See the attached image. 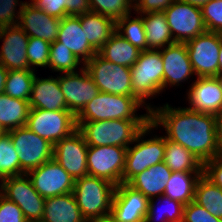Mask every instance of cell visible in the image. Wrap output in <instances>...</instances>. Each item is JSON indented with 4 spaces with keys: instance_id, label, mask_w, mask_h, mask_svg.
I'll list each match as a JSON object with an SVG mask.
<instances>
[{
    "instance_id": "1",
    "label": "cell",
    "mask_w": 222,
    "mask_h": 222,
    "mask_svg": "<svg viewBox=\"0 0 222 222\" xmlns=\"http://www.w3.org/2000/svg\"><path fill=\"white\" fill-rule=\"evenodd\" d=\"M150 122L156 130L164 127L167 140L182 145L203 164L220 155L214 114L181 106L173 108L166 102L164 106H154L150 111Z\"/></svg>"
},
{
    "instance_id": "2",
    "label": "cell",
    "mask_w": 222,
    "mask_h": 222,
    "mask_svg": "<svg viewBox=\"0 0 222 222\" xmlns=\"http://www.w3.org/2000/svg\"><path fill=\"white\" fill-rule=\"evenodd\" d=\"M150 120H100L76 122L88 146L128 148Z\"/></svg>"
},
{
    "instance_id": "3",
    "label": "cell",
    "mask_w": 222,
    "mask_h": 222,
    "mask_svg": "<svg viewBox=\"0 0 222 222\" xmlns=\"http://www.w3.org/2000/svg\"><path fill=\"white\" fill-rule=\"evenodd\" d=\"M130 72L133 97L150 112L154 106L145 101L164 91V64L160 50L141 51Z\"/></svg>"
},
{
    "instance_id": "4",
    "label": "cell",
    "mask_w": 222,
    "mask_h": 222,
    "mask_svg": "<svg viewBox=\"0 0 222 222\" xmlns=\"http://www.w3.org/2000/svg\"><path fill=\"white\" fill-rule=\"evenodd\" d=\"M135 97L99 92L76 116V122L100 120H150V112L137 114L143 108Z\"/></svg>"
},
{
    "instance_id": "5",
    "label": "cell",
    "mask_w": 222,
    "mask_h": 222,
    "mask_svg": "<svg viewBox=\"0 0 222 222\" xmlns=\"http://www.w3.org/2000/svg\"><path fill=\"white\" fill-rule=\"evenodd\" d=\"M116 186L91 175L74 180L73 195L82 216L88 220L110 217Z\"/></svg>"
},
{
    "instance_id": "6",
    "label": "cell",
    "mask_w": 222,
    "mask_h": 222,
    "mask_svg": "<svg viewBox=\"0 0 222 222\" xmlns=\"http://www.w3.org/2000/svg\"><path fill=\"white\" fill-rule=\"evenodd\" d=\"M156 127L149 122L137 135L134 142L127 148L125 169L123 172V183H128L134 176L143 172L151 166L164 160L166 149V138L163 136H150L144 139L146 135Z\"/></svg>"
},
{
    "instance_id": "7",
    "label": "cell",
    "mask_w": 222,
    "mask_h": 222,
    "mask_svg": "<svg viewBox=\"0 0 222 222\" xmlns=\"http://www.w3.org/2000/svg\"><path fill=\"white\" fill-rule=\"evenodd\" d=\"M99 92L133 96L130 68L104 59L98 52L84 64Z\"/></svg>"
},
{
    "instance_id": "8",
    "label": "cell",
    "mask_w": 222,
    "mask_h": 222,
    "mask_svg": "<svg viewBox=\"0 0 222 222\" xmlns=\"http://www.w3.org/2000/svg\"><path fill=\"white\" fill-rule=\"evenodd\" d=\"M20 160V175L38 168L53 158V145L28 127H18L7 132Z\"/></svg>"
},
{
    "instance_id": "9",
    "label": "cell",
    "mask_w": 222,
    "mask_h": 222,
    "mask_svg": "<svg viewBox=\"0 0 222 222\" xmlns=\"http://www.w3.org/2000/svg\"><path fill=\"white\" fill-rule=\"evenodd\" d=\"M0 193L20 207L27 222L41 221L44 214L45 198L34 189L27 174L1 180Z\"/></svg>"
},
{
    "instance_id": "10",
    "label": "cell",
    "mask_w": 222,
    "mask_h": 222,
    "mask_svg": "<svg viewBox=\"0 0 222 222\" xmlns=\"http://www.w3.org/2000/svg\"><path fill=\"white\" fill-rule=\"evenodd\" d=\"M26 127L53 146L78 129L76 116L69 110L30 109Z\"/></svg>"
},
{
    "instance_id": "11",
    "label": "cell",
    "mask_w": 222,
    "mask_h": 222,
    "mask_svg": "<svg viewBox=\"0 0 222 222\" xmlns=\"http://www.w3.org/2000/svg\"><path fill=\"white\" fill-rule=\"evenodd\" d=\"M126 152L127 148L121 146H88V175L120 185L123 183Z\"/></svg>"
},
{
    "instance_id": "12",
    "label": "cell",
    "mask_w": 222,
    "mask_h": 222,
    "mask_svg": "<svg viewBox=\"0 0 222 222\" xmlns=\"http://www.w3.org/2000/svg\"><path fill=\"white\" fill-rule=\"evenodd\" d=\"M163 13L174 42L186 43L207 31L199 6L174 0Z\"/></svg>"
},
{
    "instance_id": "13",
    "label": "cell",
    "mask_w": 222,
    "mask_h": 222,
    "mask_svg": "<svg viewBox=\"0 0 222 222\" xmlns=\"http://www.w3.org/2000/svg\"><path fill=\"white\" fill-rule=\"evenodd\" d=\"M192 69L196 77H217L220 33L206 31L186 42Z\"/></svg>"
},
{
    "instance_id": "14",
    "label": "cell",
    "mask_w": 222,
    "mask_h": 222,
    "mask_svg": "<svg viewBox=\"0 0 222 222\" xmlns=\"http://www.w3.org/2000/svg\"><path fill=\"white\" fill-rule=\"evenodd\" d=\"M77 72L59 73L58 81L61 92L64 94L67 108L75 116L90 102L98 93L99 89L88 71L81 66Z\"/></svg>"
},
{
    "instance_id": "15",
    "label": "cell",
    "mask_w": 222,
    "mask_h": 222,
    "mask_svg": "<svg viewBox=\"0 0 222 222\" xmlns=\"http://www.w3.org/2000/svg\"><path fill=\"white\" fill-rule=\"evenodd\" d=\"M88 145L77 129L53 146V159L74 179L88 175Z\"/></svg>"
},
{
    "instance_id": "16",
    "label": "cell",
    "mask_w": 222,
    "mask_h": 222,
    "mask_svg": "<svg viewBox=\"0 0 222 222\" xmlns=\"http://www.w3.org/2000/svg\"><path fill=\"white\" fill-rule=\"evenodd\" d=\"M27 175L34 189L44 198L73 192L74 179L53 158Z\"/></svg>"
},
{
    "instance_id": "17",
    "label": "cell",
    "mask_w": 222,
    "mask_h": 222,
    "mask_svg": "<svg viewBox=\"0 0 222 222\" xmlns=\"http://www.w3.org/2000/svg\"><path fill=\"white\" fill-rule=\"evenodd\" d=\"M149 199L127 183L116 186L110 218L115 222H144Z\"/></svg>"
},
{
    "instance_id": "18",
    "label": "cell",
    "mask_w": 222,
    "mask_h": 222,
    "mask_svg": "<svg viewBox=\"0 0 222 222\" xmlns=\"http://www.w3.org/2000/svg\"><path fill=\"white\" fill-rule=\"evenodd\" d=\"M187 92V108L214 115L222 110V85L218 77H197Z\"/></svg>"
},
{
    "instance_id": "19",
    "label": "cell",
    "mask_w": 222,
    "mask_h": 222,
    "mask_svg": "<svg viewBox=\"0 0 222 222\" xmlns=\"http://www.w3.org/2000/svg\"><path fill=\"white\" fill-rule=\"evenodd\" d=\"M29 36L18 26L0 28V64L7 70L31 69L27 59Z\"/></svg>"
},
{
    "instance_id": "20",
    "label": "cell",
    "mask_w": 222,
    "mask_h": 222,
    "mask_svg": "<svg viewBox=\"0 0 222 222\" xmlns=\"http://www.w3.org/2000/svg\"><path fill=\"white\" fill-rule=\"evenodd\" d=\"M159 50L164 64V91L168 86H182L195 75L186 43L175 42Z\"/></svg>"
},
{
    "instance_id": "21",
    "label": "cell",
    "mask_w": 222,
    "mask_h": 222,
    "mask_svg": "<svg viewBox=\"0 0 222 222\" xmlns=\"http://www.w3.org/2000/svg\"><path fill=\"white\" fill-rule=\"evenodd\" d=\"M61 19L46 14L26 2L19 16L18 26L29 36L43 39L50 44L58 38Z\"/></svg>"
},
{
    "instance_id": "22",
    "label": "cell",
    "mask_w": 222,
    "mask_h": 222,
    "mask_svg": "<svg viewBox=\"0 0 222 222\" xmlns=\"http://www.w3.org/2000/svg\"><path fill=\"white\" fill-rule=\"evenodd\" d=\"M57 40L79 60L81 59L83 65L97 53L86 39L80 23V15H68L61 19Z\"/></svg>"
},
{
    "instance_id": "23",
    "label": "cell",
    "mask_w": 222,
    "mask_h": 222,
    "mask_svg": "<svg viewBox=\"0 0 222 222\" xmlns=\"http://www.w3.org/2000/svg\"><path fill=\"white\" fill-rule=\"evenodd\" d=\"M29 104L31 109L68 110L64 94L59 86L58 76L39 78L35 75Z\"/></svg>"
},
{
    "instance_id": "24",
    "label": "cell",
    "mask_w": 222,
    "mask_h": 222,
    "mask_svg": "<svg viewBox=\"0 0 222 222\" xmlns=\"http://www.w3.org/2000/svg\"><path fill=\"white\" fill-rule=\"evenodd\" d=\"M171 174V169L162 161L137 174L127 184L152 199L164 194Z\"/></svg>"
},
{
    "instance_id": "25",
    "label": "cell",
    "mask_w": 222,
    "mask_h": 222,
    "mask_svg": "<svg viewBox=\"0 0 222 222\" xmlns=\"http://www.w3.org/2000/svg\"><path fill=\"white\" fill-rule=\"evenodd\" d=\"M73 193L45 198L41 222H84Z\"/></svg>"
},
{
    "instance_id": "26",
    "label": "cell",
    "mask_w": 222,
    "mask_h": 222,
    "mask_svg": "<svg viewBox=\"0 0 222 222\" xmlns=\"http://www.w3.org/2000/svg\"><path fill=\"white\" fill-rule=\"evenodd\" d=\"M80 23L87 41L97 52L116 32V21L93 11L81 14Z\"/></svg>"
},
{
    "instance_id": "27",
    "label": "cell",
    "mask_w": 222,
    "mask_h": 222,
    "mask_svg": "<svg viewBox=\"0 0 222 222\" xmlns=\"http://www.w3.org/2000/svg\"><path fill=\"white\" fill-rule=\"evenodd\" d=\"M139 15L143 19L147 39V50H159L167 45L175 43L163 12H148Z\"/></svg>"
},
{
    "instance_id": "28",
    "label": "cell",
    "mask_w": 222,
    "mask_h": 222,
    "mask_svg": "<svg viewBox=\"0 0 222 222\" xmlns=\"http://www.w3.org/2000/svg\"><path fill=\"white\" fill-rule=\"evenodd\" d=\"M140 52L141 50L117 32L98 51L104 59L129 68L138 60Z\"/></svg>"
},
{
    "instance_id": "29",
    "label": "cell",
    "mask_w": 222,
    "mask_h": 222,
    "mask_svg": "<svg viewBox=\"0 0 222 222\" xmlns=\"http://www.w3.org/2000/svg\"><path fill=\"white\" fill-rule=\"evenodd\" d=\"M30 109L29 101L0 94V125L6 132L26 126Z\"/></svg>"
},
{
    "instance_id": "30",
    "label": "cell",
    "mask_w": 222,
    "mask_h": 222,
    "mask_svg": "<svg viewBox=\"0 0 222 222\" xmlns=\"http://www.w3.org/2000/svg\"><path fill=\"white\" fill-rule=\"evenodd\" d=\"M203 172H172L164 196L187 205L195 198V186Z\"/></svg>"
},
{
    "instance_id": "31",
    "label": "cell",
    "mask_w": 222,
    "mask_h": 222,
    "mask_svg": "<svg viewBox=\"0 0 222 222\" xmlns=\"http://www.w3.org/2000/svg\"><path fill=\"white\" fill-rule=\"evenodd\" d=\"M165 164L172 172H203V163L182 145L166 139Z\"/></svg>"
},
{
    "instance_id": "32",
    "label": "cell",
    "mask_w": 222,
    "mask_h": 222,
    "mask_svg": "<svg viewBox=\"0 0 222 222\" xmlns=\"http://www.w3.org/2000/svg\"><path fill=\"white\" fill-rule=\"evenodd\" d=\"M156 199L158 202L160 201V206L163 203V209L161 207H159L158 209ZM183 209L184 204H182L181 202L173 200L170 197L161 195L159 197H156L155 199H149L148 212L145 215L144 222H182Z\"/></svg>"
},
{
    "instance_id": "33",
    "label": "cell",
    "mask_w": 222,
    "mask_h": 222,
    "mask_svg": "<svg viewBox=\"0 0 222 222\" xmlns=\"http://www.w3.org/2000/svg\"><path fill=\"white\" fill-rule=\"evenodd\" d=\"M194 201L214 217L222 219V189L203 174L196 183Z\"/></svg>"
},
{
    "instance_id": "34",
    "label": "cell",
    "mask_w": 222,
    "mask_h": 222,
    "mask_svg": "<svg viewBox=\"0 0 222 222\" xmlns=\"http://www.w3.org/2000/svg\"><path fill=\"white\" fill-rule=\"evenodd\" d=\"M36 71L8 70L4 93L15 99L29 101Z\"/></svg>"
},
{
    "instance_id": "35",
    "label": "cell",
    "mask_w": 222,
    "mask_h": 222,
    "mask_svg": "<svg viewBox=\"0 0 222 222\" xmlns=\"http://www.w3.org/2000/svg\"><path fill=\"white\" fill-rule=\"evenodd\" d=\"M131 14L125 15L116 21V32L129 41L139 50H147V39L143 25V19L138 14L131 18Z\"/></svg>"
},
{
    "instance_id": "36",
    "label": "cell",
    "mask_w": 222,
    "mask_h": 222,
    "mask_svg": "<svg viewBox=\"0 0 222 222\" xmlns=\"http://www.w3.org/2000/svg\"><path fill=\"white\" fill-rule=\"evenodd\" d=\"M83 64L68 48L62 46L58 40L50 44L48 67L53 72H77L79 65Z\"/></svg>"
},
{
    "instance_id": "37",
    "label": "cell",
    "mask_w": 222,
    "mask_h": 222,
    "mask_svg": "<svg viewBox=\"0 0 222 222\" xmlns=\"http://www.w3.org/2000/svg\"><path fill=\"white\" fill-rule=\"evenodd\" d=\"M20 175V160L10 136L0 137V181Z\"/></svg>"
},
{
    "instance_id": "38",
    "label": "cell",
    "mask_w": 222,
    "mask_h": 222,
    "mask_svg": "<svg viewBox=\"0 0 222 222\" xmlns=\"http://www.w3.org/2000/svg\"><path fill=\"white\" fill-rule=\"evenodd\" d=\"M89 6L90 11L110 17L114 21L134 11L130 0H89Z\"/></svg>"
},
{
    "instance_id": "39",
    "label": "cell",
    "mask_w": 222,
    "mask_h": 222,
    "mask_svg": "<svg viewBox=\"0 0 222 222\" xmlns=\"http://www.w3.org/2000/svg\"><path fill=\"white\" fill-rule=\"evenodd\" d=\"M26 54L31 70L35 71L38 67L47 68L50 55V43L40 38L29 37Z\"/></svg>"
},
{
    "instance_id": "40",
    "label": "cell",
    "mask_w": 222,
    "mask_h": 222,
    "mask_svg": "<svg viewBox=\"0 0 222 222\" xmlns=\"http://www.w3.org/2000/svg\"><path fill=\"white\" fill-rule=\"evenodd\" d=\"M200 8L206 30L222 33V0H209Z\"/></svg>"
},
{
    "instance_id": "41",
    "label": "cell",
    "mask_w": 222,
    "mask_h": 222,
    "mask_svg": "<svg viewBox=\"0 0 222 222\" xmlns=\"http://www.w3.org/2000/svg\"><path fill=\"white\" fill-rule=\"evenodd\" d=\"M19 0H0V28L16 26L26 3ZM19 7L18 10L16 7Z\"/></svg>"
},
{
    "instance_id": "42",
    "label": "cell",
    "mask_w": 222,
    "mask_h": 222,
    "mask_svg": "<svg viewBox=\"0 0 222 222\" xmlns=\"http://www.w3.org/2000/svg\"><path fill=\"white\" fill-rule=\"evenodd\" d=\"M182 222H222L195 201L184 205Z\"/></svg>"
},
{
    "instance_id": "43",
    "label": "cell",
    "mask_w": 222,
    "mask_h": 222,
    "mask_svg": "<svg viewBox=\"0 0 222 222\" xmlns=\"http://www.w3.org/2000/svg\"><path fill=\"white\" fill-rule=\"evenodd\" d=\"M0 222H27L20 207L1 193Z\"/></svg>"
},
{
    "instance_id": "44",
    "label": "cell",
    "mask_w": 222,
    "mask_h": 222,
    "mask_svg": "<svg viewBox=\"0 0 222 222\" xmlns=\"http://www.w3.org/2000/svg\"><path fill=\"white\" fill-rule=\"evenodd\" d=\"M38 9L48 15L62 19L66 16V0H30Z\"/></svg>"
},
{
    "instance_id": "45",
    "label": "cell",
    "mask_w": 222,
    "mask_h": 222,
    "mask_svg": "<svg viewBox=\"0 0 222 222\" xmlns=\"http://www.w3.org/2000/svg\"><path fill=\"white\" fill-rule=\"evenodd\" d=\"M203 175L222 189V155L215 156L203 164Z\"/></svg>"
},
{
    "instance_id": "46",
    "label": "cell",
    "mask_w": 222,
    "mask_h": 222,
    "mask_svg": "<svg viewBox=\"0 0 222 222\" xmlns=\"http://www.w3.org/2000/svg\"><path fill=\"white\" fill-rule=\"evenodd\" d=\"M174 0H139L134 5L133 14H144L148 12H164Z\"/></svg>"
},
{
    "instance_id": "47",
    "label": "cell",
    "mask_w": 222,
    "mask_h": 222,
    "mask_svg": "<svg viewBox=\"0 0 222 222\" xmlns=\"http://www.w3.org/2000/svg\"><path fill=\"white\" fill-rule=\"evenodd\" d=\"M88 11H90L89 0H66V16H77Z\"/></svg>"
},
{
    "instance_id": "48",
    "label": "cell",
    "mask_w": 222,
    "mask_h": 222,
    "mask_svg": "<svg viewBox=\"0 0 222 222\" xmlns=\"http://www.w3.org/2000/svg\"><path fill=\"white\" fill-rule=\"evenodd\" d=\"M216 118H217L219 151H220V155H222V110L216 115Z\"/></svg>"
},
{
    "instance_id": "49",
    "label": "cell",
    "mask_w": 222,
    "mask_h": 222,
    "mask_svg": "<svg viewBox=\"0 0 222 222\" xmlns=\"http://www.w3.org/2000/svg\"><path fill=\"white\" fill-rule=\"evenodd\" d=\"M8 70L0 64V94L4 93Z\"/></svg>"
},
{
    "instance_id": "50",
    "label": "cell",
    "mask_w": 222,
    "mask_h": 222,
    "mask_svg": "<svg viewBox=\"0 0 222 222\" xmlns=\"http://www.w3.org/2000/svg\"><path fill=\"white\" fill-rule=\"evenodd\" d=\"M218 75H222V33H220V50H219Z\"/></svg>"
},
{
    "instance_id": "51",
    "label": "cell",
    "mask_w": 222,
    "mask_h": 222,
    "mask_svg": "<svg viewBox=\"0 0 222 222\" xmlns=\"http://www.w3.org/2000/svg\"><path fill=\"white\" fill-rule=\"evenodd\" d=\"M178 1L186 2V3L192 4V5H196V6L201 7L204 4H206L209 0H178Z\"/></svg>"
},
{
    "instance_id": "52",
    "label": "cell",
    "mask_w": 222,
    "mask_h": 222,
    "mask_svg": "<svg viewBox=\"0 0 222 222\" xmlns=\"http://www.w3.org/2000/svg\"><path fill=\"white\" fill-rule=\"evenodd\" d=\"M90 222H115L112 218L107 217L104 219H95V220H91Z\"/></svg>"
},
{
    "instance_id": "53",
    "label": "cell",
    "mask_w": 222,
    "mask_h": 222,
    "mask_svg": "<svg viewBox=\"0 0 222 222\" xmlns=\"http://www.w3.org/2000/svg\"><path fill=\"white\" fill-rule=\"evenodd\" d=\"M7 132L4 130V128L0 125V137H3Z\"/></svg>"
},
{
    "instance_id": "54",
    "label": "cell",
    "mask_w": 222,
    "mask_h": 222,
    "mask_svg": "<svg viewBox=\"0 0 222 222\" xmlns=\"http://www.w3.org/2000/svg\"><path fill=\"white\" fill-rule=\"evenodd\" d=\"M217 77H218V79L220 80L221 85H222V75H218Z\"/></svg>"
},
{
    "instance_id": "55",
    "label": "cell",
    "mask_w": 222,
    "mask_h": 222,
    "mask_svg": "<svg viewBox=\"0 0 222 222\" xmlns=\"http://www.w3.org/2000/svg\"><path fill=\"white\" fill-rule=\"evenodd\" d=\"M135 5L139 0H130Z\"/></svg>"
}]
</instances>
